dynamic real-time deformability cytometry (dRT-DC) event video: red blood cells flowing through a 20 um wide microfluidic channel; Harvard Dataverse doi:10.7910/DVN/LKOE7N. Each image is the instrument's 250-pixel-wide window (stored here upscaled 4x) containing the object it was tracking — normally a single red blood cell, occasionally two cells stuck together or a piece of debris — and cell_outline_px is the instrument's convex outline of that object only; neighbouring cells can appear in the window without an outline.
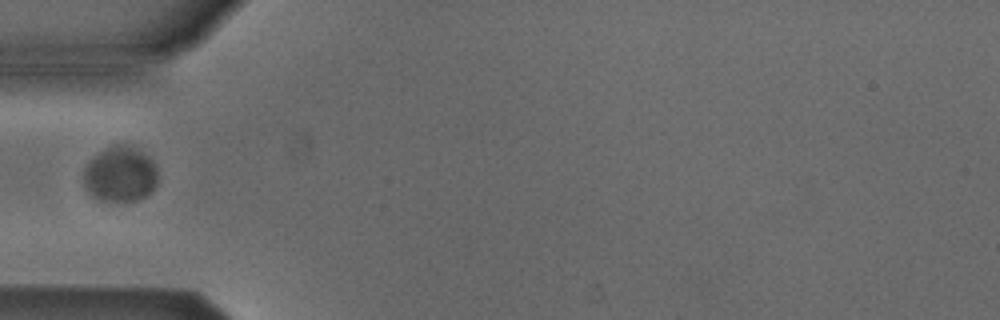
{"species": "Egyptian fruit bat (a non-hibernating species)", "species_latin": "Rousettus aegyptiacus", "temperature_condition": "cold", "stored_images_in_passage": 1, "camera_frame_rate_fps": 3000, "um_per_image_px": 0.085, "animal": {"sex": "male"}, "frame": {"image": 1, "passage_image": 1, "time_ms": 0.0, "image_size_px": [1000, 320], "cell_outline_px": [[156, 184], [144, 196], [136, 200], [96, 200], [92, 196], [84, 184], [84, 168], [100, 152], [116, 144], [128, 144], [148, 156], [156, 164]], "centroid_in_image_um": [10.21, 14.8], "position_along_channel_um": 74.8, "area_um2": 23.41}}